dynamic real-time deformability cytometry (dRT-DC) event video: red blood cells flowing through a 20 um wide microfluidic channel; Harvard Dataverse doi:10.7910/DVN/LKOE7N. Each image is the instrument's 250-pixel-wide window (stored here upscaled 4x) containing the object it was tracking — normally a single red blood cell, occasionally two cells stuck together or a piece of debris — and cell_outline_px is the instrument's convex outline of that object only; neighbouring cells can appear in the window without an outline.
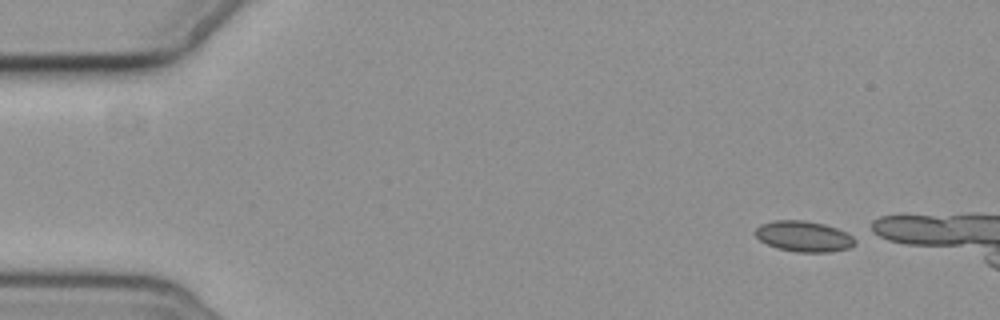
{"species": "common noctule bat (a hibernating species)", "species_latin": "Nyctalus noctula", "temperature_condition": "cold", "stored_images_in_passage": 4, "camera_frame_rate_fps": 3000, "um_per_image_px": 0.085, "animal": {"sex": "female", "body_mass_g": 19.3, "forearm_length_mm": 54.1}, "frame": {"image": 1, "passage_image": 1, "time_ms": 0.0, "image_size_px": [1000, 320], "cell_outline_px": [[856, 244], [848, 248], [828, 252], [796, 252], [776, 248], [760, 240], [752, 232], [760, 224], [772, 220], [804, 220], [824, 224], [836, 228], [852, 236], [856, 240]], "centroid_in_image_um": [68.28, 20.08], "position_along_channel_um": 16.7, "area_um2": 17.92}}